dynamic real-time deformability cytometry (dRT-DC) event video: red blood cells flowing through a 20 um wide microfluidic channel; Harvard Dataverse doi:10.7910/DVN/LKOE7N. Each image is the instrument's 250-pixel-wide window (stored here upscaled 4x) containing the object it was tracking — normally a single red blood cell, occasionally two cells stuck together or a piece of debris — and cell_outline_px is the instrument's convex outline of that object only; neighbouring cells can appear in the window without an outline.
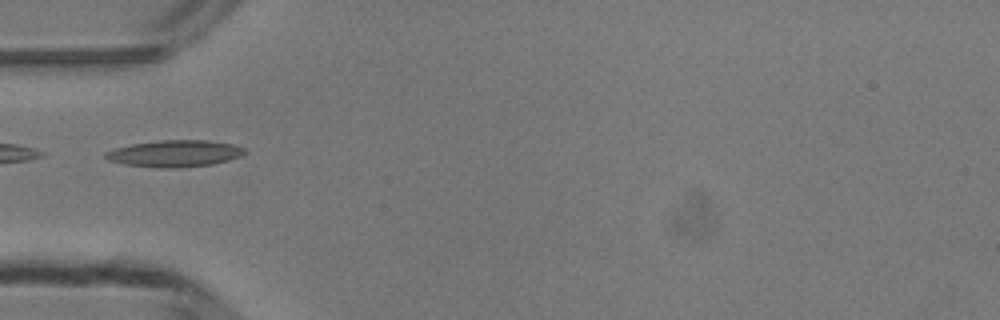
{"species": "common noctule bat (a hibernating species)", "species_latin": "Nyctalus noctula", "temperature_condition": "room temperature", "stored_images_in_passage": 31, "camera_frame_rate_fps": 3000, "um_per_image_px": 0.085, "animal": {"sex": "male", "body_mass_g": 13.3}, "frame": {"image": 1, "passage_image": 2, "time_ms": 0.333, "image_size_px": [1000, 320], "cell_outline_px": [[248, 152], [240, 156], [228, 160], [212, 164], [176, 168], [160, 168], [124, 164], [108, 160], [104, 156], [104, 152], [112, 148], [132, 144], [160, 140], [208, 140], [236, 144], [248, 148]], "centroid_in_image_um": [14.88, 13.04], "position_along_channel_um": 70.1, "area_um2": 21.96}}
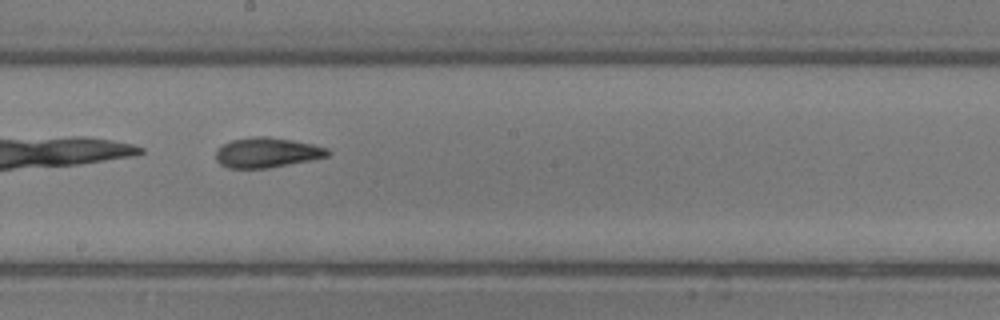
{"frame": {"image": 2, "passage_image": 13, "time_ms": 4.0, "image_size_px": [1000, 320], "cell_outline_px": [[332, 152], [328, 156], [268, 168], [228, 168], [220, 164], [216, 160], [216, 152], [224, 144], [232, 140], [256, 136], [268, 136], [292, 140], [312, 144], [328, 148]], "centroid_in_image_um": [22.7, 12.96], "position_along_channel_um": 225.5, "area_um2": 19.36}}
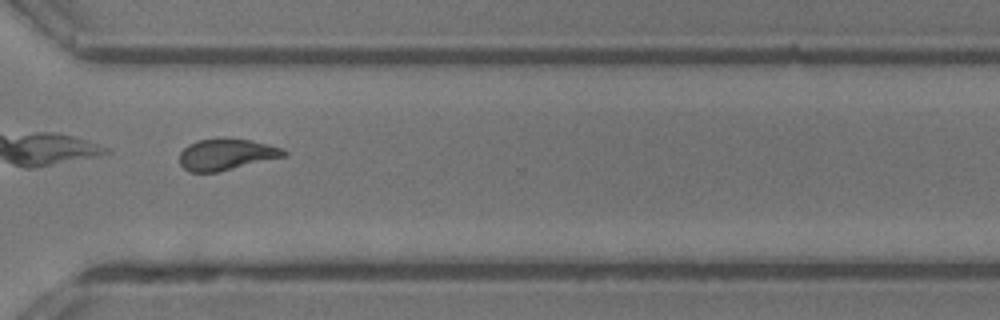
{"frame": {"image": 3, "passage_image": 22, "time_ms": 7.0, "image_size_px": [1000, 320], "cell_outline_px": [[288, 156], [216, 172], [188, 172], [180, 164], [180, 152], [188, 144], [196, 140], [220, 136], [252, 140], [284, 148], [288, 152]], "centroid_in_image_um": [19.26, 13.09], "position_along_channel_um": 351.3, "area_um2": 19.59}, "authors_computed_cell_mechanics": {"area_um2": 19.5942, "velocity_mm_per_s": 4.2098, "shape_relaxation_time_tau1_ms": 5.0104, "shape_relaxation_time_tau2_ms": 2.8929, "deformation_change_tau1": 0.1839, "deformation_change_tau2": 0.1088}}